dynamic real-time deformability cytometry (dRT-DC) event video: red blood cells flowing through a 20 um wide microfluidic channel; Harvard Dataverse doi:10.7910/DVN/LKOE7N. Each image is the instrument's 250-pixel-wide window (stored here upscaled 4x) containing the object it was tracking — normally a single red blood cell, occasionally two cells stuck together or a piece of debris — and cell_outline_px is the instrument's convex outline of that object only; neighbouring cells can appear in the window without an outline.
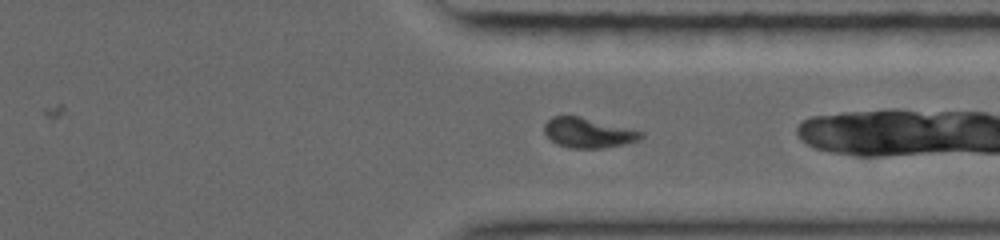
{"species": "common noctule bat (a hibernating species)", "species_latin": "Nyctalus noctula", "temperature_condition": "warm", "stored_images_in_passage": 24, "camera_frame_rate_fps": 5000, "um_per_image_px": 0.085, "animal": {"sex": "female", "body_mass_g": 19.0, "forearm_length_mm": 56.7}, "frame": {"image": 1, "passage_image": 17, "time_ms": 7.2, "image_size_px": [1000, 240], "cell_outline_px": [[644, 136], [640, 140], [624, 144], [604, 148], [572, 148], [556, 144], [544, 132], [544, 124], [548, 120], [556, 116], [576, 116], [644, 132]], "centroid_in_image_um": [50.0, 11.31], "position_along_channel_um": 361.4, "area_um2": 16.53}}